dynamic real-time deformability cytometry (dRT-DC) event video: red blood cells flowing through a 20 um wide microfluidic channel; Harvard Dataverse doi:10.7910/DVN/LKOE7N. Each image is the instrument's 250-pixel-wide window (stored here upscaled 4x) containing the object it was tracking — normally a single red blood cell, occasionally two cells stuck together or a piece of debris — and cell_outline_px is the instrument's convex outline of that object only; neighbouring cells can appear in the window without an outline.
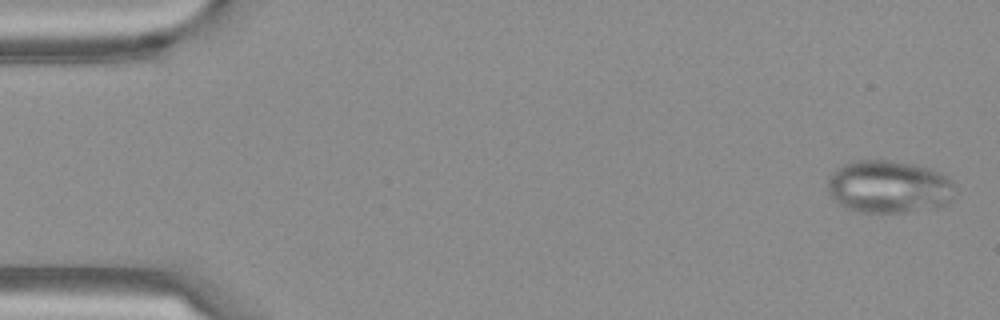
{"species": "Egyptian fruit bat (a non-hibernating species)", "species_latin": "Rousettus aegyptiacus", "temperature_condition": "warm", "stored_images_in_passage": 53, "camera_frame_rate_fps": 3000, "um_per_image_px": 0.085, "frame": {"image": 1, "passage_image": 2, "time_ms": 0.333, "image_size_px": [1000, 320], "cell_outline_px": [[952, 200], [948, 204], [904, 212], [860, 212], [848, 208], [840, 204], [832, 196], [828, 188], [828, 180], [832, 172], [848, 164], [860, 160], [888, 160], [912, 164], [928, 168], [944, 176], [952, 184]], "centroid_in_image_um": [75.53, 15.88], "position_along_channel_um": 9.5, "area_um2": 38.09}}
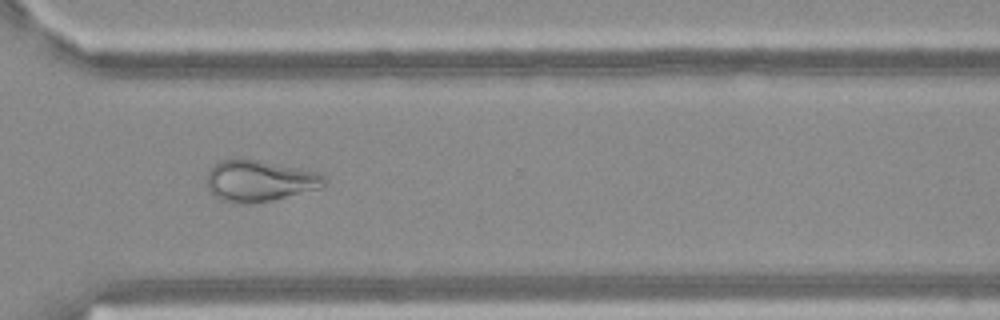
{"frame": {"image": 2, "passage_image": 39, "time_ms": 12.667, "image_size_px": [1000, 320], "cell_outline_px": [[328, 184], [320, 188], [256, 204], [232, 204], [220, 200], [208, 188], [208, 172], [220, 160], [256, 160], [300, 168], [320, 172], [328, 180]], "centroid_in_image_um": [22.11, 15.4], "position_along_channel_um": 348.5, "area_um2": 28.21}}
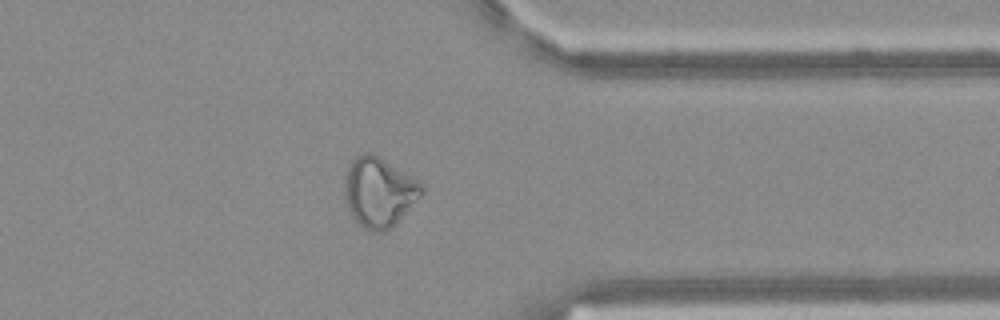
{"frame": {"image": 3, "passage_image": 42, "time_ms": 13.667, "image_size_px": [1000, 320], "cell_outline_px": [[424, 192], [396, 224], [384, 232], [368, 232], [352, 216], [348, 208], [344, 196], [344, 176], [352, 160], [356, 156], [364, 152], [372, 152], [416, 180], [424, 188]], "centroid_in_image_um": [32.18, 16.35], "position_along_channel_um": 379.2, "area_um2": 31.15}}